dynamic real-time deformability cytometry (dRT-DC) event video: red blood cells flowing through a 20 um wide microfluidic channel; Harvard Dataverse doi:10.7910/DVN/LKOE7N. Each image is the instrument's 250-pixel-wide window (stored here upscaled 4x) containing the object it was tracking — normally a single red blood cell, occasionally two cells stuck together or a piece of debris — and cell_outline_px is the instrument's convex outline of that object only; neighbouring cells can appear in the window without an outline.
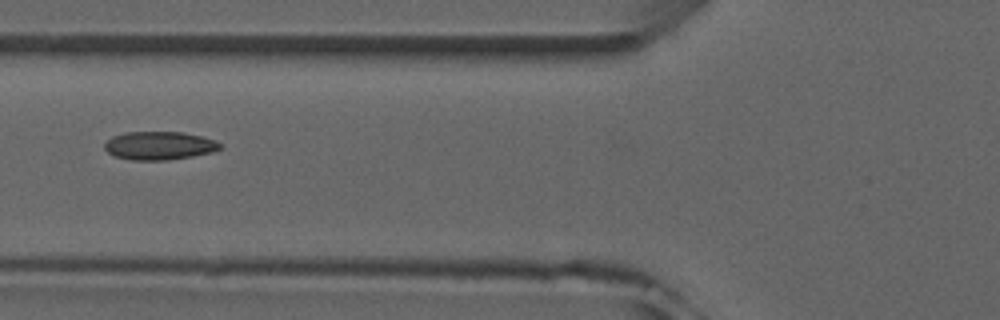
{"species": "common noctule bat (a hibernating species)", "species_latin": "Nyctalus noctula", "temperature_condition": "room temperature", "stored_images_in_passage": 5, "camera_frame_rate_fps": 3000, "um_per_image_px": 0.085, "animal": {"sex": "male", "forearm_length_mm": 52.5}, "frame": {"image": 1, "passage_image": 5, "time_ms": 4.667, "image_size_px": [1000, 320], "cell_outline_px": [[224, 148], [212, 152], [192, 156], [168, 160], [132, 160], [112, 156], [104, 148], [104, 144], [112, 136], [124, 132], [184, 132], [216, 140], [224, 144]], "centroid_in_image_um": [13.57, 12.38], "position_along_channel_um": 112.2, "area_um2": 19.31}}